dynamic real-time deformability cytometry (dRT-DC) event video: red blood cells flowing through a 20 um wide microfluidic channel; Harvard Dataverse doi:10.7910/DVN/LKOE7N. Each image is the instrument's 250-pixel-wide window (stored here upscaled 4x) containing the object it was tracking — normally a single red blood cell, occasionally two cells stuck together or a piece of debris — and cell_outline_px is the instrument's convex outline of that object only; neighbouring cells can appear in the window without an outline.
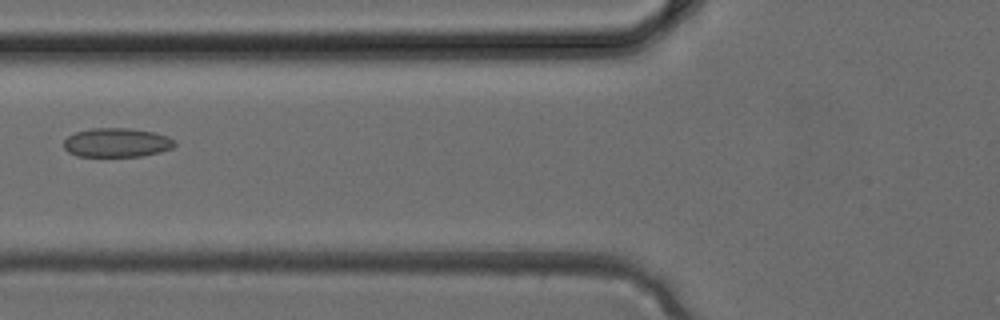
{"species": "common noctule bat (a hibernating species)", "species_latin": "Nyctalus noctula", "temperature_condition": "cold", "stored_images_in_passage": 2, "camera_frame_rate_fps": 3000, "um_per_image_px": 0.085, "animal": {"sex": "female", "body_mass_g": 24.6, "forearm_length_mm": 56.2}, "frame": {"image": 1, "passage_image": 2, "time_ms": 0.333, "image_size_px": [1000, 320], "cell_outline_px": [[176, 144], [172, 148], [160, 152], [140, 156], [76, 156], [68, 152], [64, 148], [64, 140], [68, 136], [76, 132], [92, 128], [132, 128], [152, 132], [168, 136], [176, 140]], "centroid_in_image_um": [9.93, 12.12], "position_along_channel_um": 115.9, "area_um2": 18.84}}